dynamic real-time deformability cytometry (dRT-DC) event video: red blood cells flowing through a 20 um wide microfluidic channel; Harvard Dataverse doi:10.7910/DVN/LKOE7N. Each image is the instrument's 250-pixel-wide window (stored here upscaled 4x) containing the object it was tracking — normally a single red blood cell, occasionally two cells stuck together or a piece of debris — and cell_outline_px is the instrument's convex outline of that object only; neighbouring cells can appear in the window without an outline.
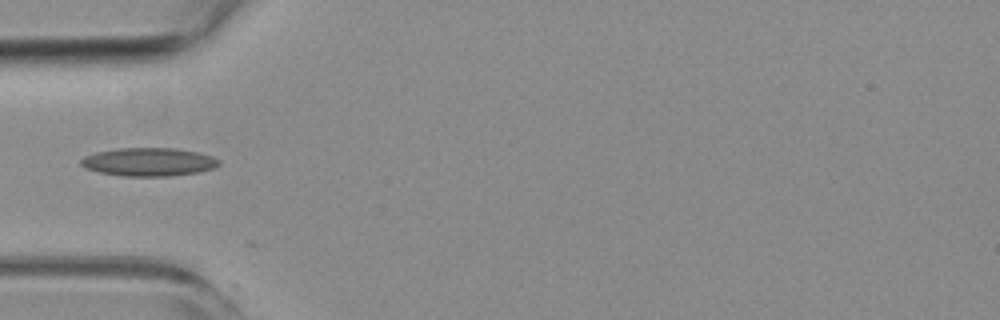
{"species": "common noctule bat (a hibernating species)", "species_latin": "Nyctalus noctula", "temperature_condition": "room temperature", "stored_images_in_passage": 37, "camera_frame_rate_fps": 3000, "um_per_image_px": 0.085, "animal": {"sex": "female", "body_mass_g": 19.3, "forearm_length_mm": 54.1}, "frame": {"image": 1, "passage_image": 16, "time_ms": 5.0, "image_size_px": [1000, 320], "cell_outline_px": [[220, 164], [212, 168], [200, 172], [172, 176], [120, 176], [100, 172], [84, 168], [80, 164], [80, 160], [84, 156], [96, 152], [116, 148], [176, 148], [196, 152], [212, 156], [220, 160]], "centroid_in_image_um": [12.62, 13.76], "position_along_channel_um": 72.4, "area_um2": 22.89}}
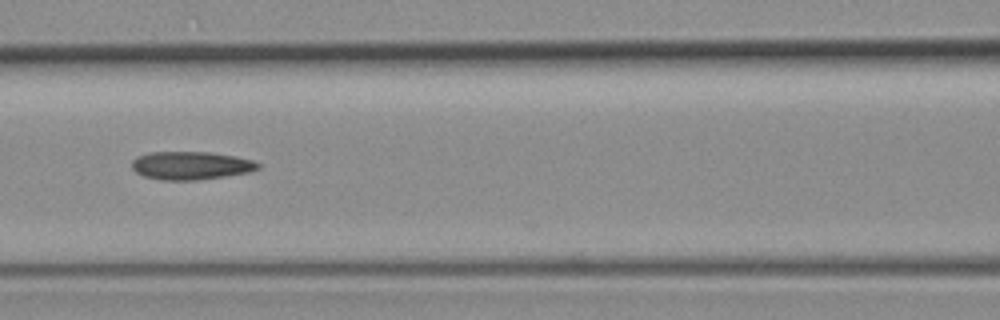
{"frame": {"image": 2, "passage_image": 22, "time_ms": 7.0, "image_size_px": [1000, 320], "cell_outline_px": [[260, 168], [248, 172], [224, 176], [196, 180], [160, 180], [144, 176], [136, 172], [132, 168], [132, 160], [136, 156], [148, 152], [208, 152], [232, 156], [252, 160], [260, 164]], "centroid_in_image_um": [16.17, 14.07], "position_along_channel_um": 150.4, "area_um2": 20.58}}
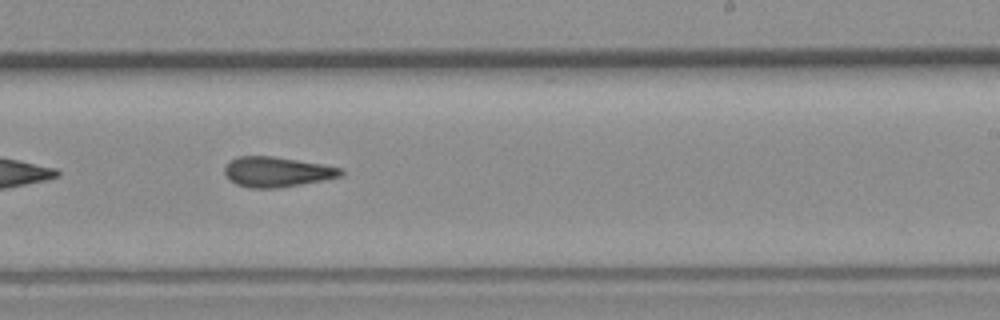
{"frame": {"image": 3, "passage_image": 31, "time_ms": 10.0, "image_size_px": [1000, 320], "cell_outline_px": [[344, 172], [340, 176], [324, 180], [276, 188], [248, 188], [236, 184], [224, 172], [224, 168], [232, 160], [240, 156], [272, 156], [324, 164], [344, 168]], "centroid_in_image_um": [23.58, 14.61], "position_along_channel_um": 265.4, "area_um2": 20.23}}